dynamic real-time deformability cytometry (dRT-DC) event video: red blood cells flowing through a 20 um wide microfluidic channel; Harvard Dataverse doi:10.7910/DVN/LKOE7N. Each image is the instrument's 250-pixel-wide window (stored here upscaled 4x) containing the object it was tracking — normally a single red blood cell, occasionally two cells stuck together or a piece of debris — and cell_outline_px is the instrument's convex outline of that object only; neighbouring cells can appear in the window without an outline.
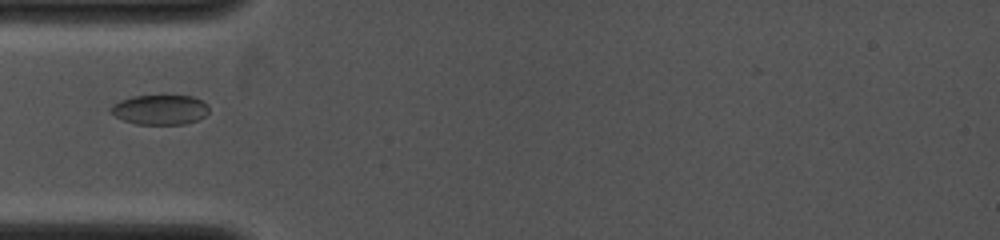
{"species": "common noctule bat (a hibernating species)", "species_latin": "Nyctalus noctula", "temperature_condition": "cold", "stored_images_in_passage": 33, "camera_frame_rate_fps": 4000, "um_per_image_px": 0.085, "animal": {"sex": "female", "body_mass_g": 19.0, "forearm_length_mm": 53.3}, "frame": {"image": 1, "passage_image": 3, "time_ms": 0.75, "image_size_px": [1000, 240], "cell_outline_px": [[208, 112], [204, 116], [196, 120], [184, 124], [136, 124], [124, 120], [108, 112], [108, 108], [112, 104], [120, 100], [132, 96], [192, 96], [208, 104]], "centroid_in_image_um": [13.55, 9.32], "position_along_channel_um": 71.4, "area_um2": 17.05}}
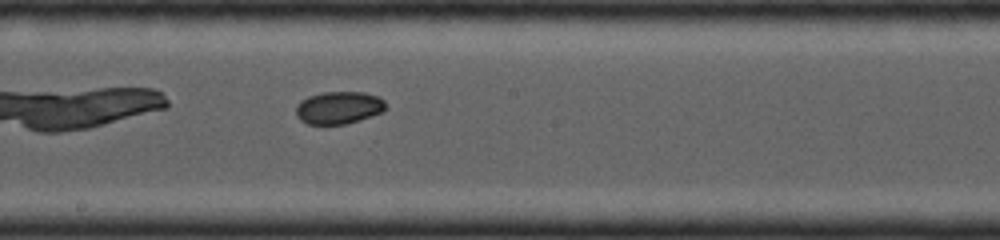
{"frame": {"image": 2, "passage_image": 14, "time_ms": 4.0, "image_size_px": [1000, 240], "cell_outline_px": [[388, 108], [384, 112], [360, 120], [344, 124], [308, 124], [300, 120], [296, 116], [296, 104], [300, 100], [308, 96], [324, 92], [364, 92], [380, 96], [384, 100]], "centroid_in_image_um": [28.82, 9.15], "position_along_channel_um": 219.4, "area_um2": 17.34}}
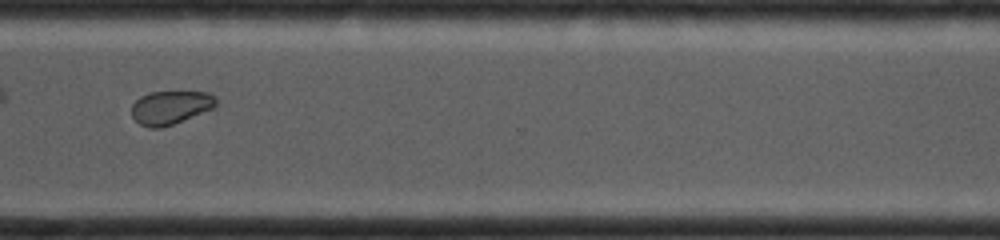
{"frame": {"image": 3, "passage_image": 25, "time_ms": 7.0, "image_size_px": [1000, 240], "cell_outline_px": [[216, 104], [212, 108], [172, 124], [160, 128], [148, 128], [140, 124], [132, 116], [132, 104], [140, 96], [148, 92], [208, 92], [216, 96]], "centroid_in_image_um": [14.46, 9.12], "position_along_channel_um": 356.1, "area_um2": 16.3}}